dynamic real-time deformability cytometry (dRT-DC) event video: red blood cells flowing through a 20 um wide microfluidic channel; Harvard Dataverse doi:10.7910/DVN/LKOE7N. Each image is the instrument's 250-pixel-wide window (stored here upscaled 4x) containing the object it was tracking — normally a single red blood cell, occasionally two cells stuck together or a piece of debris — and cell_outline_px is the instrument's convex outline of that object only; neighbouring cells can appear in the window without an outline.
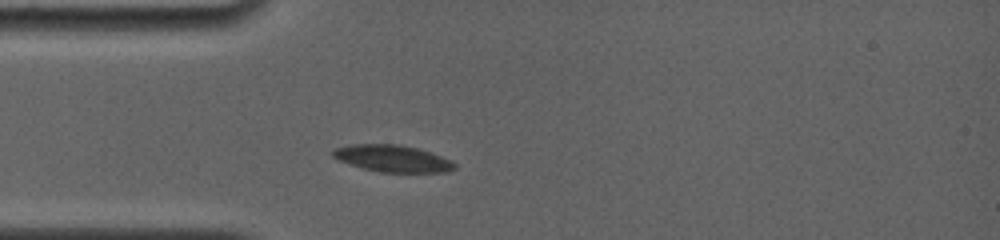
{"species": "common noctule bat (a hibernating species)", "species_latin": "Nyctalus noctula", "temperature_condition": "room temperature", "stored_images_in_passage": 24, "camera_frame_rate_fps": 4000, "um_per_image_px": 0.085, "animal": {"sex": "female", "body_mass_g": 19.0, "forearm_length_mm": 56.7}, "frame": {"image": 1, "passage_image": 1, "time_ms": 0.0, "image_size_px": [1000, 240], "cell_outline_px": [[456, 168], [444, 172], [380, 172], [348, 164], [332, 156], [332, 152], [336, 148], [352, 144], [400, 144], [416, 148], [452, 160], [456, 164]], "centroid_in_image_um": [33.37, 13.47], "position_along_channel_um": 51.6, "area_um2": 18.84}}
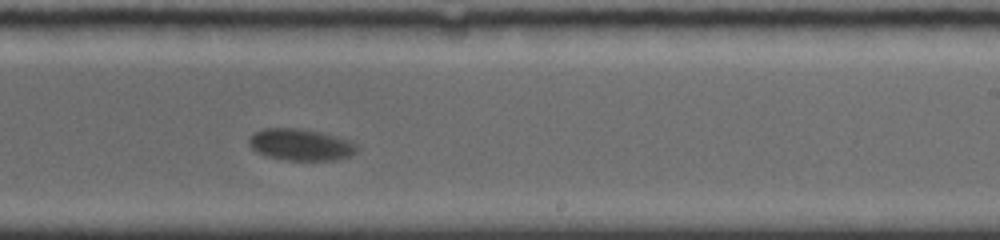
{"frame": {"image": 2, "passage_image": 14, "time_ms": 6.0, "image_size_px": [1000, 240], "cell_outline_px": [[356, 152], [348, 156], [332, 160], [284, 160], [268, 156], [256, 152], [248, 144], [248, 140], [256, 132], [264, 128], [300, 128], [320, 132], [336, 136], [348, 140], [356, 144]], "centroid_in_image_um": [25.53, 12.29], "position_along_channel_um": 263.5, "area_um2": 19.71}}
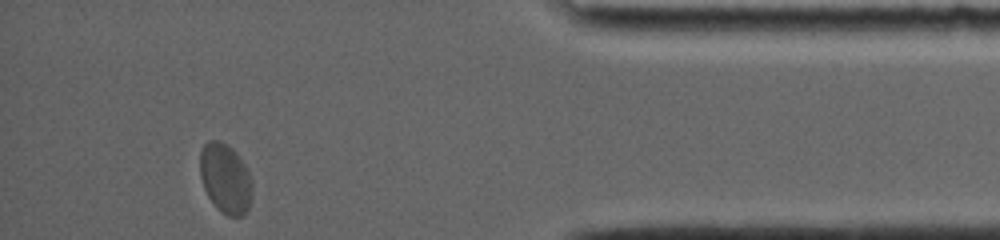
{"frame": {"image": 3, "passage_image": 24, "time_ms": 11.0, "image_size_px": [1000, 240], "cell_outline_px": [[252, 196], [248, 208], [244, 216], [228, 216], [220, 212], [216, 208], [208, 196], [204, 188], [200, 176], [200, 152], [204, 144], [208, 140], [220, 140], [228, 144], [236, 152], [244, 164], [252, 180]], "centroid_in_image_um": [19.16, 15.17], "position_along_channel_um": 416.0, "area_um2": 21.5}, "authors_computed_cell_mechanics": {"area_um2": 20.519, "velocity_mm_per_s": 3.6209, "shape_relaxation_time_tau1_ms": 2.3369, "shape_relaxation_time_tau2_ms": null, "deformation_change_tau1": 0.0804, "deformation_change_tau2": null}}